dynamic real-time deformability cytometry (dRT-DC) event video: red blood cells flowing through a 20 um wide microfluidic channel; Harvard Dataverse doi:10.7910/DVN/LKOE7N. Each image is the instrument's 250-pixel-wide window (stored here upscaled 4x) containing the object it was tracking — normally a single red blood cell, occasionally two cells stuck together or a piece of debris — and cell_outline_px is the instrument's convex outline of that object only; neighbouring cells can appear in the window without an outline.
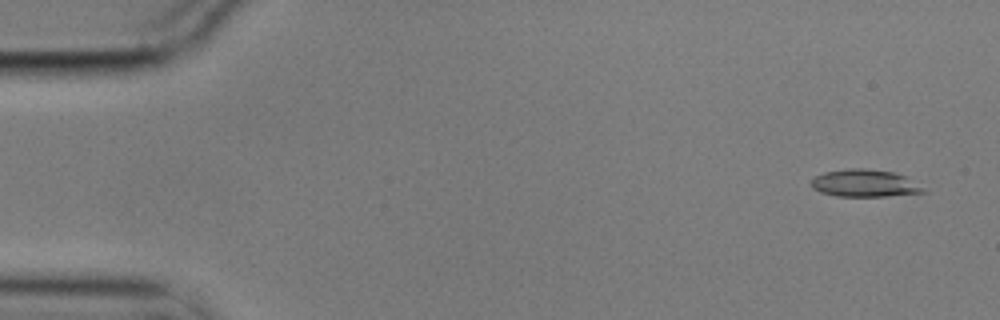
{"species": "common noctule bat (a hibernating species)", "species_latin": "Nyctalus noctula", "temperature_condition": "cold", "stored_images_in_passage": 4, "camera_frame_rate_fps": 3000, "um_per_image_px": 0.085, "animal": {"sex": "male", "body_mass_g": 17.9}, "frame": {"image": 1, "passage_image": 1, "time_ms": 0.0, "image_size_px": [1000, 320], "cell_outline_px": [[928, 192], [888, 196], [836, 196], [820, 192], [812, 188], [812, 180], [816, 176], [824, 172], [848, 168], [864, 168], [892, 172], [904, 176], [924, 188]], "centroid_in_image_um": [73.48, 15.58], "position_along_channel_um": 11.5, "area_um2": 17.74}}
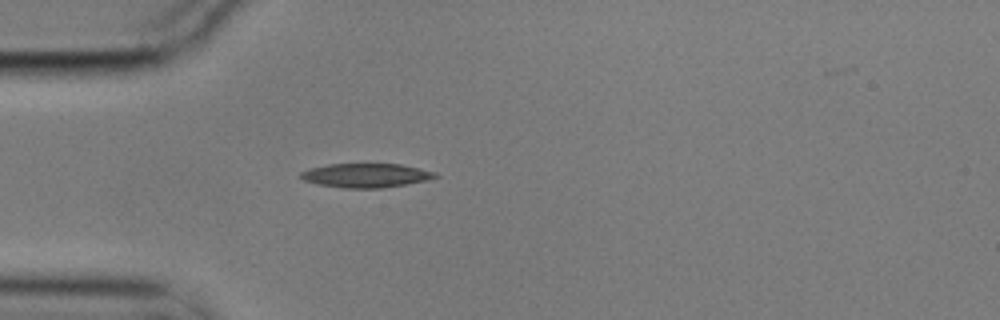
{"frame": {"image": 2, "passage_image": 4, "time_ms": 1.0, "image_size_px": [1000, 320], "cell_outline_px": [[440, 176], [428, 180], [384, 188], [344, 188], [316, 184], [304, 180], [300, 176], [300, 172], [308, 168], [328, 164], [400, 164], [436, 172]], "centroid_in_image_um": [31.1, 14.91], "position_along_channel_um": 53.9, "area_um2": 18.96}}